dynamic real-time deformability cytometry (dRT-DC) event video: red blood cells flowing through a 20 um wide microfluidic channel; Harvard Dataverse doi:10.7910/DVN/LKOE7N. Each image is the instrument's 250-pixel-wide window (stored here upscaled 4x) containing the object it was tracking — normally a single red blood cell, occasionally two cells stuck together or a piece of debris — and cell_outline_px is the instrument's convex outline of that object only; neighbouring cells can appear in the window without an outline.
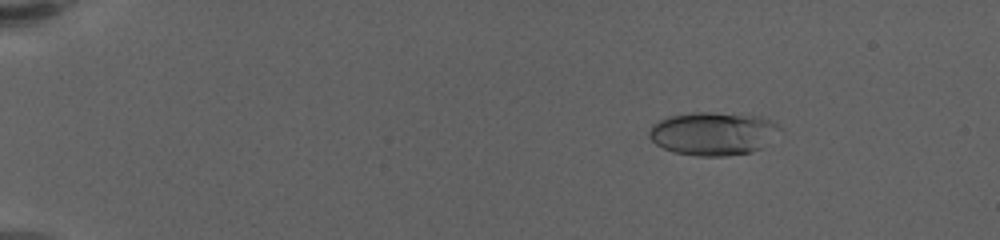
{"species": "human", "species_latin": "Homo sapiens", "temperature_condition": "warm", "stored_images_in_passage": 61, "camera_frame_rate_fps": 3000, "um_per_image_px": 0.085, "donor": {"sex": "female"}, "frame": {"image": 1, "passage_image": 9, "time_ms": 2.667, "image_size_px": [1000, 240], "cell_outline_px": [[780, 128], [760, 148], [748, 152], [724, 156], [696, 156], [672, 152], [656, 144], [648, 136], [648, 132], [652, 124], [668, 116], [692, 112], [712, 112], [760, 116], [776, 124]], "centroid_in_image_um": [60.51, 11.34], "position_along_channel_um": 24.5, "area_um2": 32.54}}
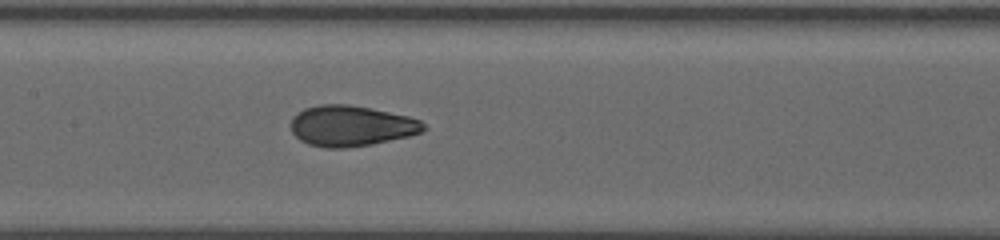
{"frame": {"image": 2, "passage_image": 32, "time_ms": 10.333, "image_size_px": [1000, 240], "cell_outline_px": [[428, 128], [424, 132], [408, 136], [372, 144], [344, 148], [324, 148], [308, 144], [300, 140], [292, 132], [292, 116], [296, 112], [304, 108], [320, 104], [348, 104], [372, 108], [408, 116], [420, 120]], "centroid_in_image_um": [29.85, 10.69], "position_along_channel_um": 177.5, "area_um2": 31.67}}
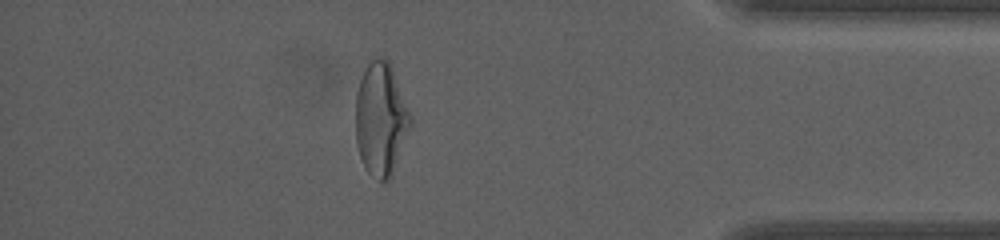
{"frame": {"image": 3, "passage_image": 54, "time_ms": 17.667, "image_size_px": [1000, 240], "cell_outline_px": [[412, 124], [392, 176], [388, 180], [380, 180], [372, 176], [368, 172], [360, 156], [356, 144], [356, 92], [364, 68], [372, 56], [384, 56], [388, 60], [392, 68], [412, 116]], "centroid_in_image_um": [32.38, 10.08], "position_along_channel_um": 402.8, "area_um2": 36.47}, "authors_computed_cell_mechanics": {"area_um2": 31.6744, "velocity_mm_per_s": 3.4668, "shape_relaxation_time_tau1_ms": 3.8116, "shape_relaxation_time_tau2_ms": 1.1266, "deformation_change_tau1": 0.1824, "deformation_change_tau2": 0.0666}}